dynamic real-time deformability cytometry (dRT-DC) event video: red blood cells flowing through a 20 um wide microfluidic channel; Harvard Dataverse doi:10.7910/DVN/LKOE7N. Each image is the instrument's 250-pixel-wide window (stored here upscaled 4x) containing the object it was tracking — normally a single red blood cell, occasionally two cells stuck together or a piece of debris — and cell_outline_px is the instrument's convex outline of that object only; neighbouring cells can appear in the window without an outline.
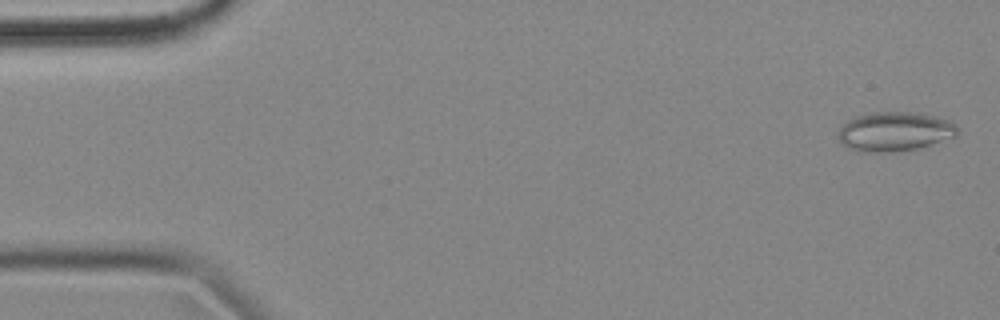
{"species": "common noctule bat (a hibernating species)", "species_latin": "Nyctalus noctula", "temperature_condition": "cold", "stored_images_in_passage": 4, "camera_frame_rate_fps": 3000, "um_per_image_px": 0.085, "animal": {"sex": "female", "body_mass_g": 18.4}, "frame": {"image": 1, "passage_image": 1, "time_ms": 0.0, "image_size_px": [1000, 320], "cell_outline_px": [[960, 132], [956, 136], [916, 148], [892, 152], [856, 152], [844, 144], [840, 140], [840, 128], [848, 120], [856, 116], [872, 112], [916, 112], [948, 120], [960, 128]], "centroid_in_image_um": [76.06, 11.18], "position_along_channel_um": 8.9, "area_um2": 27.05}}